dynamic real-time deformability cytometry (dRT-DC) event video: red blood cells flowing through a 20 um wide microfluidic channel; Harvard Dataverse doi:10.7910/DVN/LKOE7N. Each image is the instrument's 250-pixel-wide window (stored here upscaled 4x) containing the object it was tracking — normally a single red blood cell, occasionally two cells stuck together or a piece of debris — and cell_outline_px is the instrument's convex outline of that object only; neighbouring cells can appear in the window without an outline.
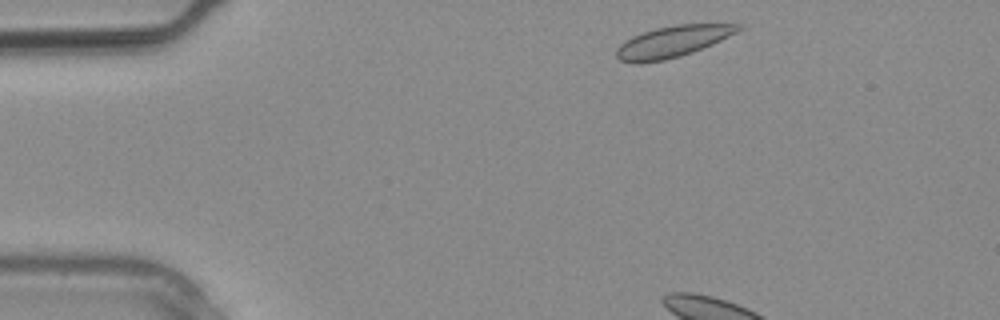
{"species": "common noctule bat (a hibernating species)", "species_latin": "Nyctalus noctula", "temperature_condition": "warm", "stored_images_in_passage": 3, "camera_frame_rate_fps": 3000, "um_per_image_px": 0.085, "animal": {"sex": "male", "body_mass_g": 20.4}, "frame": {"image": 1, "passage_image": 1, "time_ms": 0.0, "image_size_px": [1000, 320], "cell_outline_px": [[744, 28], [712, 44], [692, 52], [680, 56], [664, 60], [640, 64], [632, 64], [620, 60], [616, 56], [616, 48], [620, 44], [632, 36], [656, 28], [676, 24], [744, 24]], "centroid_in_image_um": [57.14, 3.54], "position_along_channel_um": 27.9, "area_um2": 22.25}}